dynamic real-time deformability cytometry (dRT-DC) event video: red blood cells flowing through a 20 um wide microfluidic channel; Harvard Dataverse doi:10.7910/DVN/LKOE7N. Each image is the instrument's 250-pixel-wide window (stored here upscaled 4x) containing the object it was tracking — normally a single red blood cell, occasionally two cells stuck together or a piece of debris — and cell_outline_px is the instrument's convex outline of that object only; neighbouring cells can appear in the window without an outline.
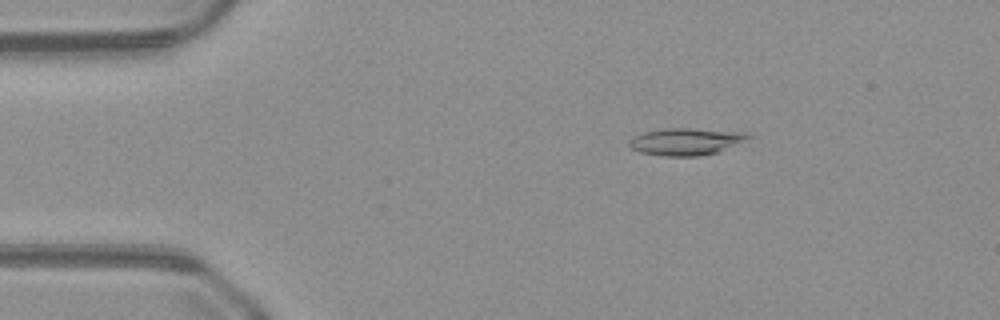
{"species": "common noctule bat (a hibernating species)", "species_latin": "Nyctalus noctula", "temperature_condition": "warm", "stored_images_in_passage": 48, "camera_frame_rate_fps": 3000, "um_per_image_px": 0.085, "animal": {"sex": "male", "body_mass_g": 23.1, "forearm_length_mm": 52.7}, "frame": {"image": 1, "passage_image": 7, "time_ms": 2.0, "image_size_px": [1000, 320], "cell_outline_px": [[752, 136], [720, 152], [700, 156], [664, 156], [640, 152], [632, 148], [628, 144], [628, 140], [632, 136], [644, 132], [664, 128], [688, 128], [744, 132]], "centroid_in_image_um": [58.26, 12.03], "position_along_channel_um": 26.7, "area_um2": 18.79}}
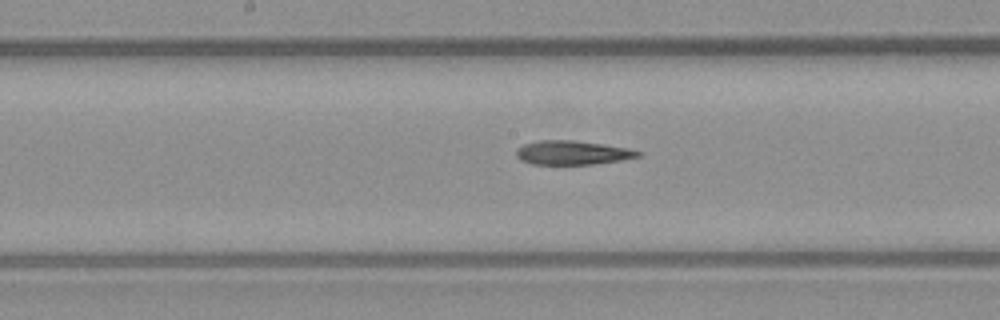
{"frame": {"image": 2, "passage_image": 24, "time_ms": 7.667, "image_size_px": [1000, 320], "cell_outline_px": [[640, 156], [620, 160], [592, 164], [532, 164], [520, 160], [516, 156], [516, 148], [524, 144], [540, 140], [572, 140], [628, 148], [640, 152]], "centroid_in_image_um": [48.59, 12.98], "position_along_channel_um": 199.6, "area_um2": 16.82}}
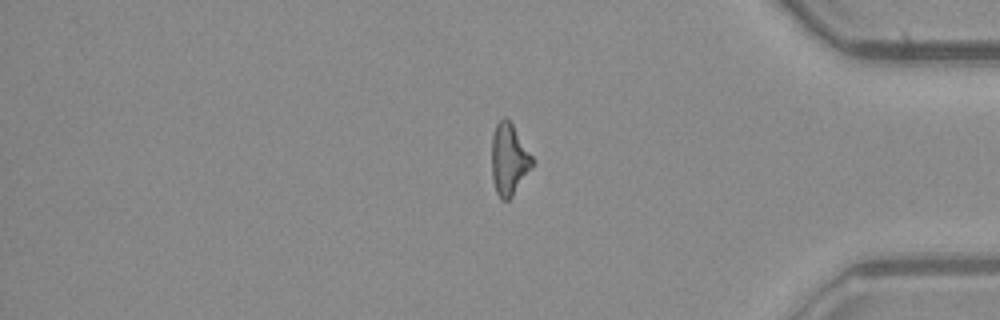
{"frame": {"image": 3, "passage_image": 40, "time_ms": 13.0, "image_size_px": [1000, 320], "cell_outline_px": [[536, 164], [512, 196], [508, 200], [500, 200], [496, 192], [492, 180], [492, 136], [496, 124], [504, 116], [512, 124], [536, 160]], "centroid_in_image_um": [43.3, 13.57], "position_along_channel_um": 391.9, "area_um2": 17.28}}